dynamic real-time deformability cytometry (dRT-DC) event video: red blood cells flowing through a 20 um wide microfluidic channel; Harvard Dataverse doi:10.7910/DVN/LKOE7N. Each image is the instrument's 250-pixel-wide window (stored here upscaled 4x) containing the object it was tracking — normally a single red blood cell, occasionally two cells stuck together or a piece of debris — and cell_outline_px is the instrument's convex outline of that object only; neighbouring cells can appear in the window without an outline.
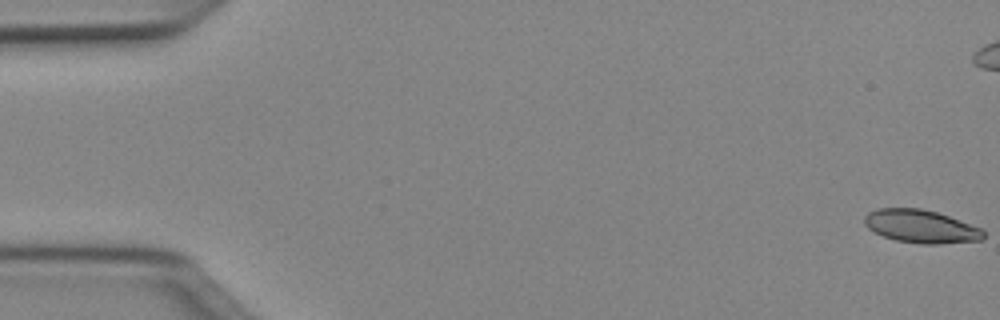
{"species": "Egyptian fruit bat (a non-hibernating species)", "species_latin": "Rousettus aegyptiacus", "temperature_condition": "cold", "stored_images_in_passage": 52, "camera_frame_rate_fps": 3000, "um_per_image_px": 0.085, "animal": {"sex": "female"}, "frame": {"image": 1, "passage_image": 1, "time_ms": 0.0, "image_size_px": [1000, 320], "cell_outline_px": [[984, 236], [980, 240], [940, 244], [920, 244], [896, 240], [884, 236], [868, 228], [864, 224], [864, 216], [868, 212], [880, 208], [920, 208], [936, 212], [948, 216], [980, 228], [984, 232]], "centroid_in_image_um": [78.25, 19.24], "position_along_channel_um": 6.8, "area_um2": 22.72}}
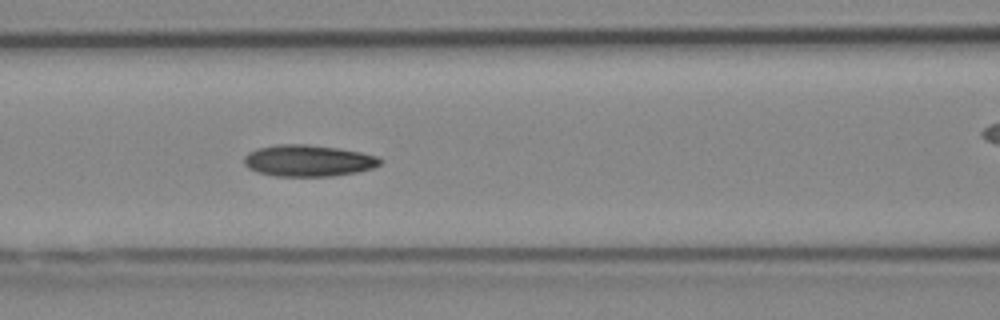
{"frame": {"image": 2, "passage_image": 22, "time_ms": 7.0, "image_size_px": [1000, 320], "cell_outline_px": [[384, 160], [380, 164], [372, 168], [356, 172], [332, 176], [276, 176], [256, 172], [248, 168], [244, 164], [244, 156], [248, 152], [256, 148], [276, 144], [308, 144], [336, 148], [360, 152], [380, 156]], "centroid_in_image_um": [26.19, 13.65], "position_along_channel_um": 140.4, "area_um2": 25.2}}
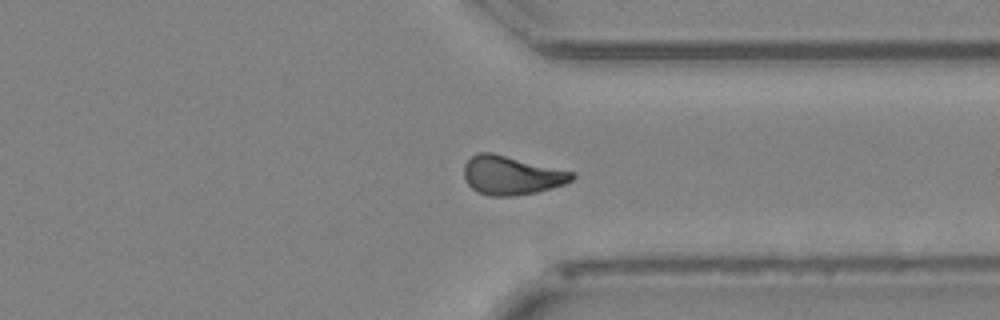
{"frame": {"image": 3, "passage_image": 39, "time_ms": 12.667, "image_size_px": [1000, 320], "cell_outline_px": [[576, 176], [572, 180], [564, 184], [552, 188], [536, 192], [512, 196], [492, 196], [476, 192], [464, 180], [464, 164], [476, 152], [492, 152], [576, 172]], "centroid_in_image_um": [43.48, 14.89], "position_along_channel_um": 367.9, "area_um2": 24.68}, "authors_computed_cell_mechanics": {"area_um2": 23.9581, "velocity_mm_per_s": 4.0148, "shape_relaxation_time_tau1_ms": 6.1328, "shape_relaxation_time_tau2_ms": 7.9301, "deformation_change_tau1": 0.1433, "deformation_change_tau2": 0.1534}}